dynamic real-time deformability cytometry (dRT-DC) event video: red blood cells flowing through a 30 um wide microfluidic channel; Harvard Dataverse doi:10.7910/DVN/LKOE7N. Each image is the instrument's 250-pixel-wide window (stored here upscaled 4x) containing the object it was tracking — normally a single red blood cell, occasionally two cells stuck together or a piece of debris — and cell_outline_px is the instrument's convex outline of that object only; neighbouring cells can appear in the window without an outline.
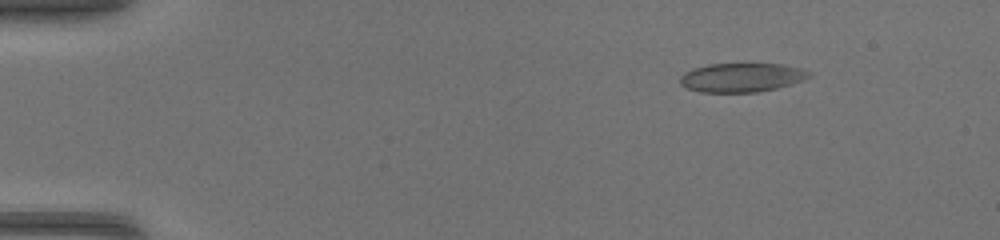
{"species": "common noctule bat (a hibernating species)", "species_latin": "Nyctalus noctula", "temperature_condition": "warm", "stored_images_in_passage": 47, "camera_frame_rate_fps": 3000, "um_per_image_px": 0.085, "animal": {"sex": "female", "body_mass_g": 17.0, "forearm_length_mm": 48.0}, "frame": {"image": 1, "passage_image": 7, "time_ms": 2.0, "image_size_px": [1000, 240], "cell_outline_px": [[812, 76], [804, 80], [792, 84], [760, 92], [700, 92], [688, 88], [680, 84], [680, 76], [684, 72], [692, 68], [708, 64], [784, 64], [800, 68], [812, 72]], "centroid_in_image_um": [63.06, 6.58], "position_along_channel_um": 21.9, "area_um2": 21.96}}
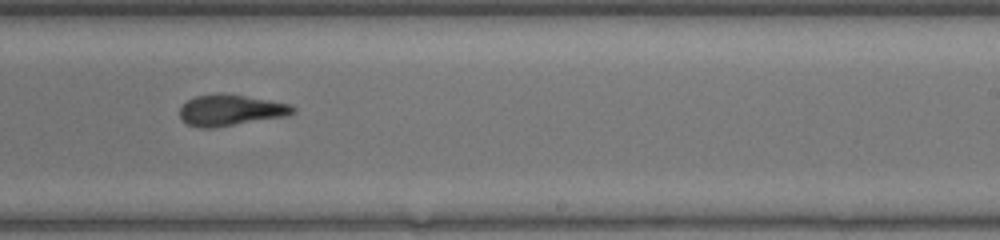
{"frame": {"image": 2, "passage_image": 30, "time_ms": 9.667, "image_size_px": [1000, 240], "cell_outline_px": [[296, 112], [288, 116], [212, 128], [200, 128], [188, 124], [180, 116], [180, 108], [188, 100], [196, 96], [220, 92], [292, 104], [296, 108]], "centroid_in_image_um": [19.64, 9.36], "position_along_channel_um": 269.4, "area_um2": 20.52}}
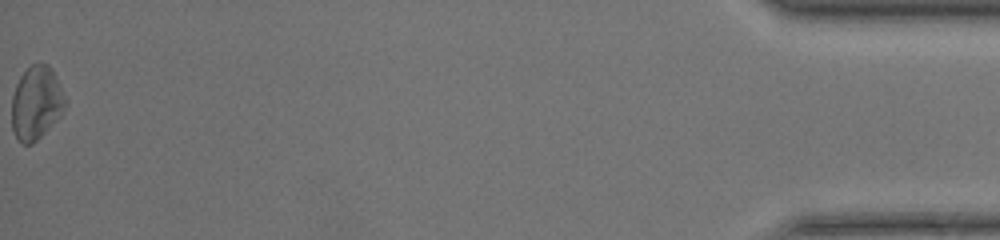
{"frame": {"image": 3, "passage_image": 47, "time_ms": 15.333, "image_size_px": [1000, 240], "cell_outline_px": [[64, 108], [60, 116], [32, 144], [20, 144], [12, 128], [12, 96], [16, 84], [20, 76], [32, 64], [48, 64], [56, 76], [64, 100]], "centroid_in_image_um": [3.04, 8.76], "position_along_channel_um": 432.2, "area_um2": 22.37}}